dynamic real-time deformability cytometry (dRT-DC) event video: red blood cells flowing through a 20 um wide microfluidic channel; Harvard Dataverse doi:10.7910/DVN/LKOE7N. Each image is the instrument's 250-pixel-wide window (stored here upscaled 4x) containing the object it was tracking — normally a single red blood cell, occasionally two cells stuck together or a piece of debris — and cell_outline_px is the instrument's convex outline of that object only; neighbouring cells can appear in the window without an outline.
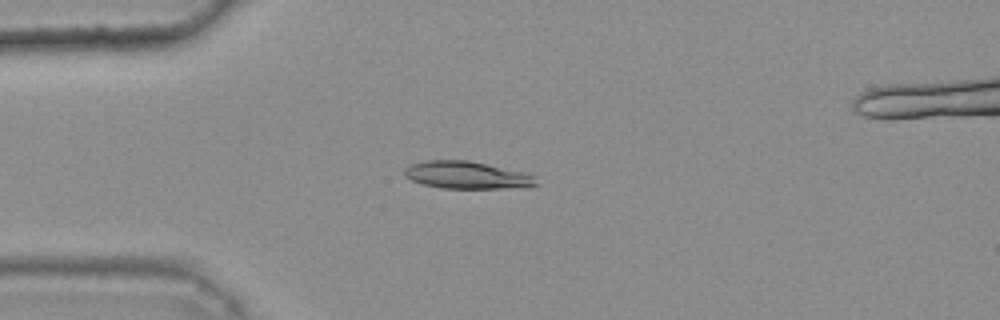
{"species": "common noctule bat (a hibernating species)", "species_latin": "Nyctalus noctula", "temperature_condition": "warm", "stored_images_in_passage": 45, "camera_frame_rate_fps": 3000, "um_per_image_px": 0.085, "animal": {"sex": "female", "body_mass_g": 25.1}, "frame": {"image": 1, "passage_image": 13, "time_ms": 4.0, "image_size_px": [1000, 320], "cell_outline_px": [[540, 184], [500, 188], [440, 188], [424, 184], [412, 180], [404, 176], [404, 168], [412, 164], [428, 160], [468, 160], [520, 172], [532, 176]], "centroid_in_image_um": [39.58, 14.88], "position_along_channel_um": 45.4, "area_um2": 20.4}}
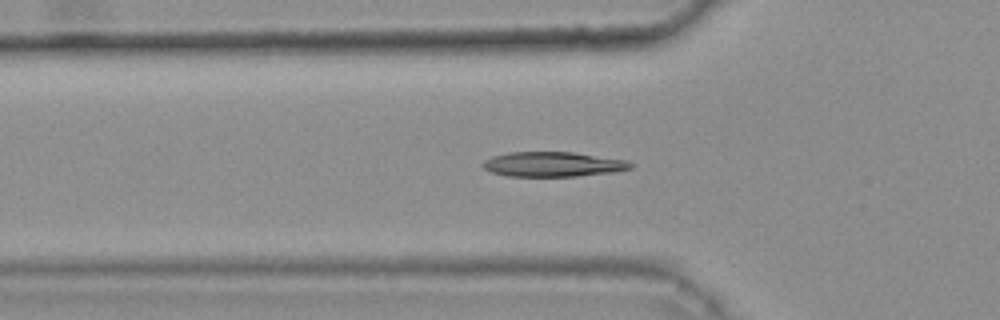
{"frame": {"image": 2, "passage_image": 17, "time_ms": 5.333, "image_size_px": [1000, 320], "cell_outline_px": [[632, 168], [612, 172], [576, 176], [508, 176], [492, 172], [484, 168], [480, 164], [484, 160], [492, 156], [508, 152], [572, 152], [628, 160], [632, 164]], "centroid_in_image_um": [46.98, 13.96], "position_along_channel_um": 78.8, "area_um2": 21.33}}
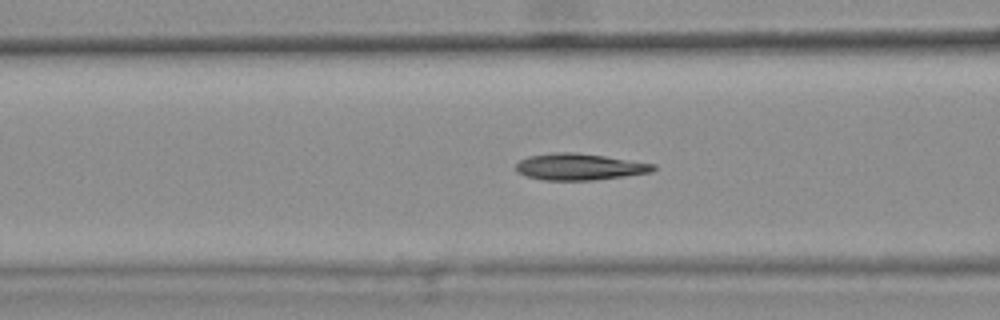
{"frame": {"image": 3, "passage_image": 20, "time_ms": 6.333, "image_size_px": [1000, 320], "cell_outline_px": [[656, 168], [652, 172], [596, 180], [540, 180], [516, 172], [516, 164], [520, 160], [528, 156], [552, 152], [576, 152], [604, 156], [656, 164]], "centroid_in_image_um": [49.24, 14.17], "position_along_channel_um": 117.4, "area_um2": 21.33}, "authors_computed_cell_mechanics": {"area_um2": 21.0392, "velocity_mm_per_s": 3.8119, "shape_relaxation_time_tau1_ms": 5.8752, "shape_relaxation_time_tau2_ms": 2.9882, "deformation_change_tau1": 0.1787, "deformation_change_tau2": 0.0939}}